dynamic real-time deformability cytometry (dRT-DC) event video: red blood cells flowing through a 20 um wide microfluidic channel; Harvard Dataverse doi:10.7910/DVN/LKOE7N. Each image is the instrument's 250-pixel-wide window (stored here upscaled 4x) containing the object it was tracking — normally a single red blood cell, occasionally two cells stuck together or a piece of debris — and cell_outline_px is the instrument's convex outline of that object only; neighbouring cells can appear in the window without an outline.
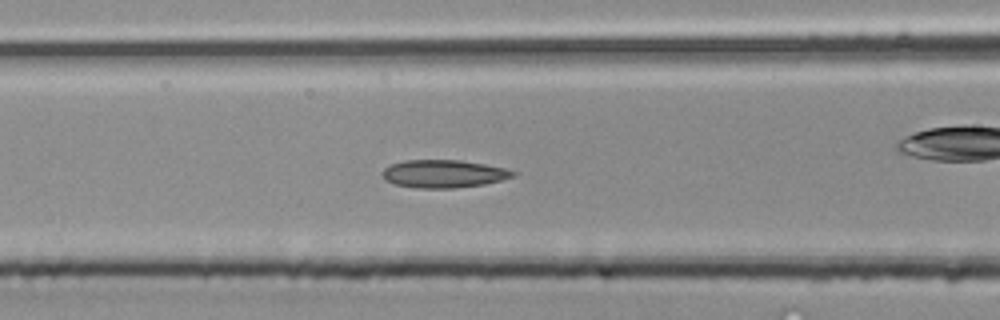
{"species": "common noctule bat (a hibernating species)", "species_latin": "Nyctalus noctula", "temperature_condition": "room temperature", "stored_images_in_passage": 38, "camera_frame_rate_fps": 3000, "um_per_image_px": 0.085, "animal": {"sex": "male", "body_mass_g": 20.4}, "frame": {"image": 1, "passage_image": 12, "time_ms": 3.667, "image_size_px": [1000, 320], "cell_outline_px": [[520, 172], [516, 176], [484, 184], [452, 188], [416, 188], [396, 184], [384, 180], [380, 172], [384, 168], [392, 164], [404, 160], [460, 160], [484, 164], [504, 168]], "centroid_in_image_um": [37.7, 14.77], "position_along_channel_um": 128.9, "area_um2": 21.27}}
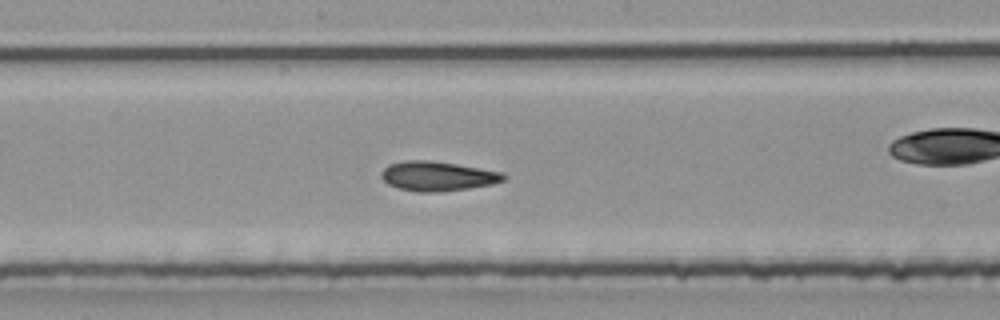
{"frame": {"image": 2, "passage_image": 17, "time_ms": 5.333, "image_size_px": [1000, 320], "cell_outline_px": [[508, 176], [504, 180], [492, 184], [468, 188], [440, 192], [416, 192], [400, 188], [388, 184], [380, 176], [380, 172], [388, 164], [404, 160], [432, 160], [456, 164], [500, 172]], "centroid_in_image_um": [37.15, 14.97], "position_along_channel_um": 211.0, "area_um2": 21.04}}
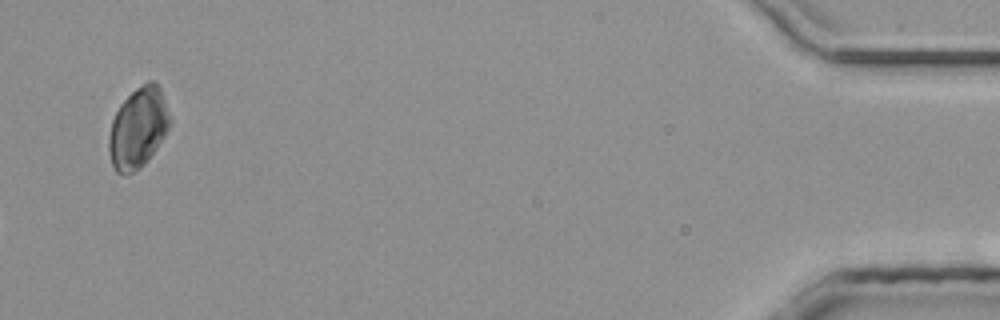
{"frame": {"image": 3, "passage_image": 38, "time_ms": 12.333, "image_size_px": [1000, 320], "cell_outline_px": [[172, 120], [164, 136], [148, 160], [140, 168], [124, 176], [116, 172], [112, 164], [108, 152], [108, 136], [112, 120], [120, 104], [136, 88], [148, 80], [156, 80], [160, 88]], "centroid_in_image_um": [11.73, 10.87], "position_along_channel_um": 423.5, "area_um2": 28.73}}